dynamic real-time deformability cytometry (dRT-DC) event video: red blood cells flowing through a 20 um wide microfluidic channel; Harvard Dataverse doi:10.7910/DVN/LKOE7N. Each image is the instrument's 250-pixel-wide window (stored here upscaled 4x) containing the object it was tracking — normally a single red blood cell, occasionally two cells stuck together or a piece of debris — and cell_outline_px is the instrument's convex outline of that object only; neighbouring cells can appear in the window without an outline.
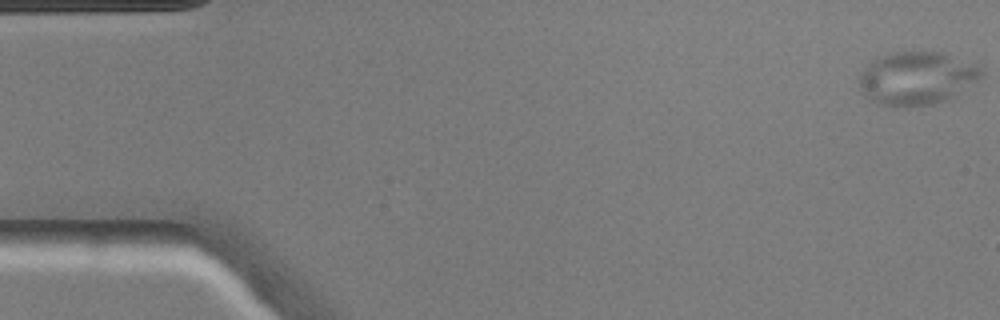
{"species": "common noctule bat (a hibernating species)", "species_latin": "Nyctalus noctula", "temperature_condition": "warm", "stored_images_in_passage": 49, "camera_frame_rate_fps": 3000, "um_per_image_px": 0.085, "animal": {"sex": "male", "body_mass_g": 20.5, "forearm_length_mm": 52.5}, "frame": {"image": 1, "passage_image": 1, "time_ms": 0.0, "image_size_px": [1000, 320], "cell_outline_px": [[984, 76], [980, 80], [956, 96], [948, 100], [936, 104], [908, 108], [896, 108], [880, 104], [868, 100], [864, 96], [860, 88], [860, 72], [876, 56], [888, 52], [944, 52], [976, 64], [984, 68]], "centroid_in_image_um": [77.95, 6.67], "position_along_channel_um": 7.0, "area_um2": 39.07}}
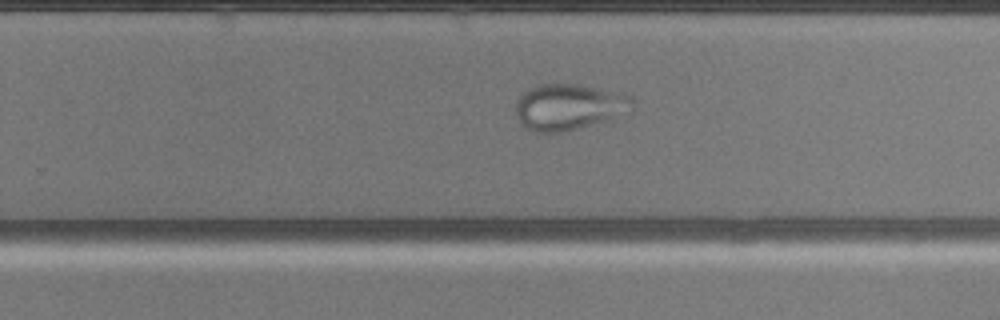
{"frame": {"image": 2, "passage_image": 31, "time_ms": 10.0, "image_size_px": [1000, 320], "cell_outline_px": [[636, 108], [608, 120], [580, 128], [548, 136], [524, 128], [520, 124], [516, 112], [516, 100], [524, 92], [540, 84], [576, 84], [596, 88], [628, 96], [632, 100]], "centroid_in_image_um": [48.3, 9.14], "position_along_channel_um": 281.5, "area_um2": 31.5}}
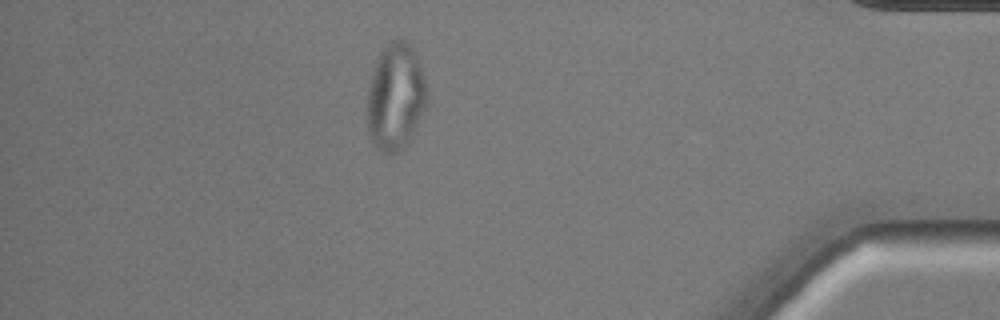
{"frame": {"image": 3, "passage_image": 43, "time_ms": 14.0, "image_size_px": [1000, 320], "cell_outline_px": [[428, 96], [424, 108], [408, 144], [396, 152], [380, 152], [372, 140], [368, 132], [368, 88], [372, 72], [376, 60], [380, 52], [392, 40], [400, 36], [408, 40], [416, 56], [428, 92]], "centroid_in_image_um": [33.61, 8.2], "position_along_channel_um": 401.6, "area_um2": 36.88}}